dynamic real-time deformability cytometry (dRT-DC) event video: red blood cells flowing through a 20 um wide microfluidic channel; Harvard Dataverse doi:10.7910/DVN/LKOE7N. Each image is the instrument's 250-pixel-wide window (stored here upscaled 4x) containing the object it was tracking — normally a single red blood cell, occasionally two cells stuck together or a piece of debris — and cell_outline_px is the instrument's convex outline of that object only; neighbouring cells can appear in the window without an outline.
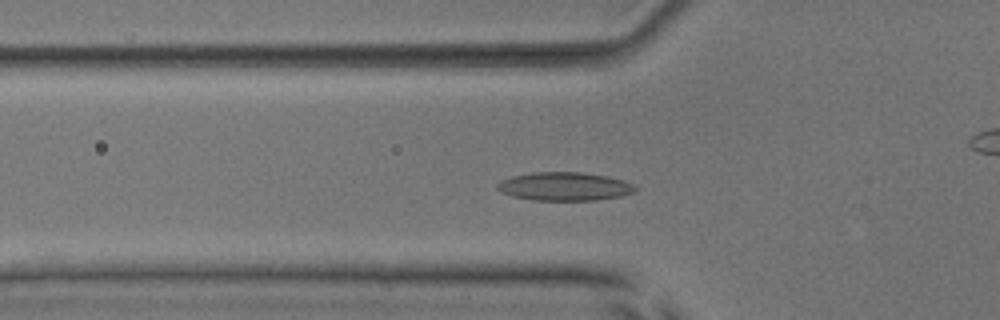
{"species": "common noctule bat (a hibernating species)", "species_latin": "Nyctalus noctula", "temperature_condition": "room temperature", "stored_images_in_passage": 52, "camera_frame_rate_fps": 3000, "um_per_image_px": 0.085, "animal": {"sex": "male", "body_mass_g": 17.9, "forearm_length_mm": 54.2}, "frame": {"image": 1, "passage_image": 17, "time_ms": 5.333, "image_size_px": [1000, 320], "cell_outline_px": [[636, 192], [620, 196], [596, 200], [532, 200], [512, 196], [500, 192], [496, 188], [496, 184], [500, 180], [512, 176], [532, 172], [580, 172], [608, 176], [624, 180], [632, 184], [636, 188]], "centroid_in_image_um": [47.96, 15.84], "position_along_channel_um": 77.8, "area_um2": 23.0}}
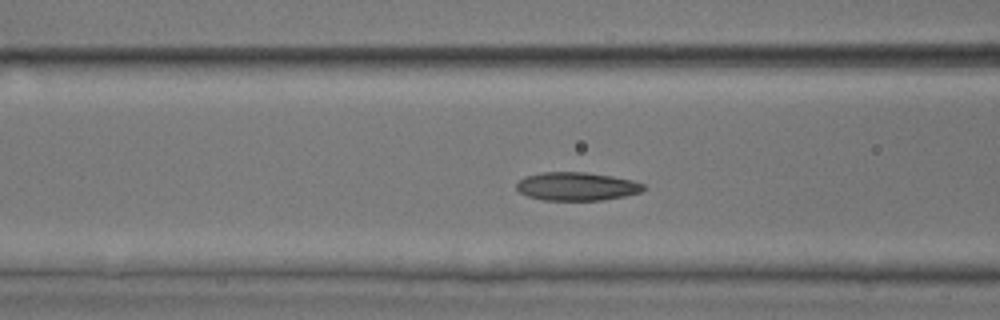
{"frame": {"image": 2, "passage_image": 20, "time_ms": 6.333, "image_size_px": [1000, 320], "cell_outline_px": [[644, 188], [640, 192], [624, 196], [604, 200], [544, 200], [528, 196], [520, 192], [516, 188], [516, 184], [524, 176], [540, 172], [584, 172], [612, 176], [632, 180], [644, 184]], "centroid_in_image_um": [49.0, 15.84], "position_along_channel_um": 117.6, "area_um2": 20.92}}
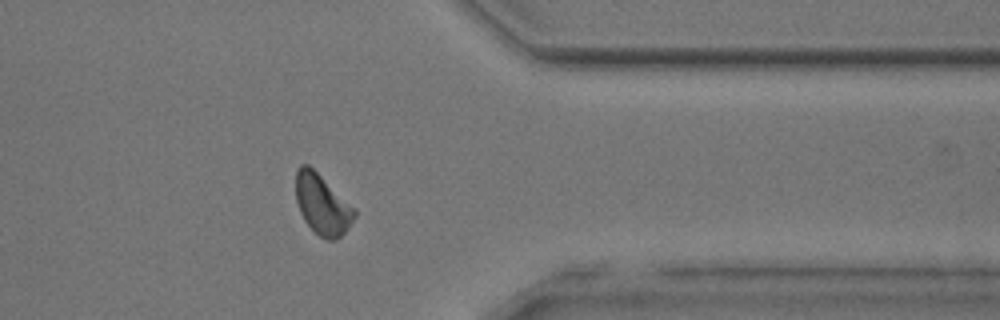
{"frame": {"image": 3, "passage_image": 41, "time_ms": 13.333, "image_size_px": [1000, 320], "cell_outline_px": [[356, 216], [344, 232], [336, 240], [328, 240], [320, 236], [304, 220], [300, 212], [296, 200], [296, 172], [300, 164], [308, 164], [356, 208]], "centroid_in_image_um": [27.4, 17.37], "position_along_channel_um": 384.0, "area_um2": 20.4}, "authors_computed_cell_mechanics": {"area_um2": 20.5768, "velocity_mm_per_s": 3.9562, "shape_relaxation_time_tau1_ms": 4.0788, "shape_relaxation_time_tau2_ms": 3.3157, "deformation_change_tau1": 0.1057, "deformation_change_tau2": 0.0994}}